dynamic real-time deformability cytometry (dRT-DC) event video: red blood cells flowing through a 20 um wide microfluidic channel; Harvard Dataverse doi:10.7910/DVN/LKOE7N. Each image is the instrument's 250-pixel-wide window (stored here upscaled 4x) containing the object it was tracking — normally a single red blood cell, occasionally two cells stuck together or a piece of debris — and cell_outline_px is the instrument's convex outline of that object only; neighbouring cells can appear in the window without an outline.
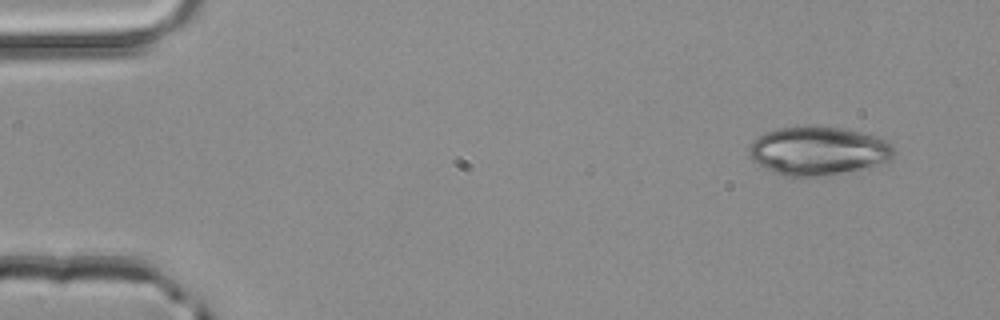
{"species": "common noctule bat (a hibernating species)", "species_latin": "Nyctalus noctula", "temperature_condition": "room temperature", "stored_images_in_passage": 3, "camera_frame_rate_fps": 3000, "um_per_image_px": 0.085, "animal": {"sex": "male", "body_mass_g": 20.4}, "frame": {"image": 1, "passage_image": 1, "time_ms": 0.0, "image_size_px": [1000, 320], "cell_outline_px": [[896, 152], [888, 160], [880, 164], [840, 172], [816, 176], [788, 176], [776, 172], [752, 160], [748, 156], [748, 148], [764, 132], [780, 128], [840, 128], [860, 132], [876, 136], [888, 140], [896, 148]], "centroid_in_image_um": [69.58, 12.82], "position_along_channel_um": 15.4, "area_um2": 39.88}}